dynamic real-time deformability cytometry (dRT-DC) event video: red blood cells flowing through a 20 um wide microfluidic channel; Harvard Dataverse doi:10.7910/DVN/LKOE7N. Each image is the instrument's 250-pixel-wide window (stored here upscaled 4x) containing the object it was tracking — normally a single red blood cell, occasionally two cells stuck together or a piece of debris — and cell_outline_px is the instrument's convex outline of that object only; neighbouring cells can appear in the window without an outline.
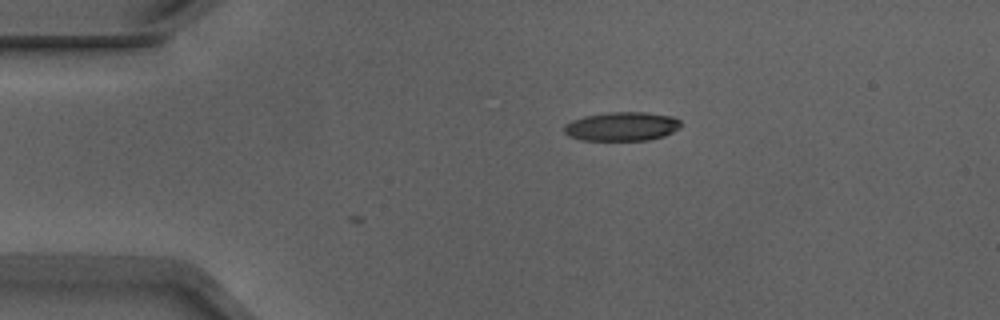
{"species": "Egyptian fruit bat (a non-hibernating species)", "species_latin": "Rousettus aegyptiacus", "temperature_condition": "warm", "stored_images_in_passage": 5, "camera_frame_rate_fps": 3000, "um_per_image_px": 0.085, "animal": {"sex": "male"}, "frame": {"image": 1, "passage_image": 5, "time_ms": 1.333, "image_size_px": [1000, 320], "cell_outline_px": [[680, 128], [664, 136], [648, 140], [580, 140], [568, 136], [564, 132], [564, 124], [572, 120], [584, 116], [608, 112], [644, 112], [672, 116], [680, 120]], "centroid_in_image_um": [52.84, 10.75], "position_along_channel_um": 32.2, "area_um2": 19.77}}